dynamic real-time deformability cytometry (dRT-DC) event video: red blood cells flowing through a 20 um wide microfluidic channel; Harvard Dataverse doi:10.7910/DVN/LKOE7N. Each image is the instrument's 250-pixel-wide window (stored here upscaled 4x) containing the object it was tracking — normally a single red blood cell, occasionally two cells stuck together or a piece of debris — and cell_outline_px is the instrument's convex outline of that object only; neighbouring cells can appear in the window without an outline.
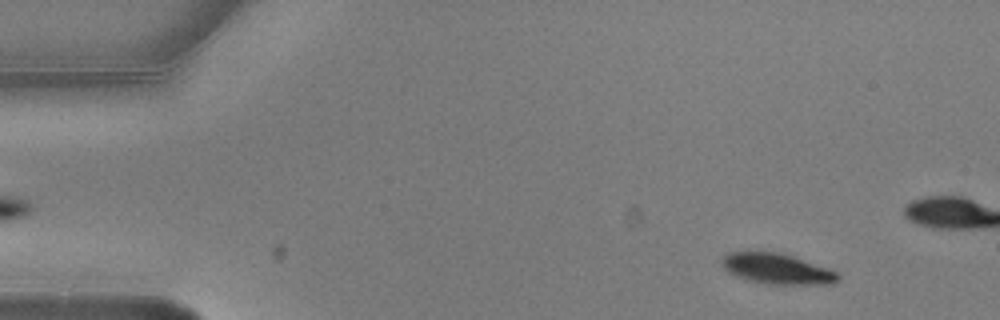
{"species": "common noctule bat (a hibernating species)", "species_latin": "Nyctalus noctula", "temperature_condition": "warm", "stored_images_in_passage": 5, "camera_frame_rate_fps": 3000, "um_per_image_px": 0.085, "animal": {"sex": "male", "body_mass_g": 20.5, "forearm_length_mm": 52.5}, "frame": {"image": 1, "passage_image": 1, "time_ms": 0.0, "image_size_px": [1000, 320], "cell_outline_px": [[840, 280], [832, 284], [768, 284], [748, 280], [736, 276], [728, 272], [724, 268], [720, 260], [728, 252], [780, 252], [828, 268], [836, 272], [840, 276]], "centroid_in_image_um": [66.04, 22.85], "position_along_channel_um": 19.0, "area_um2": 20.58}}
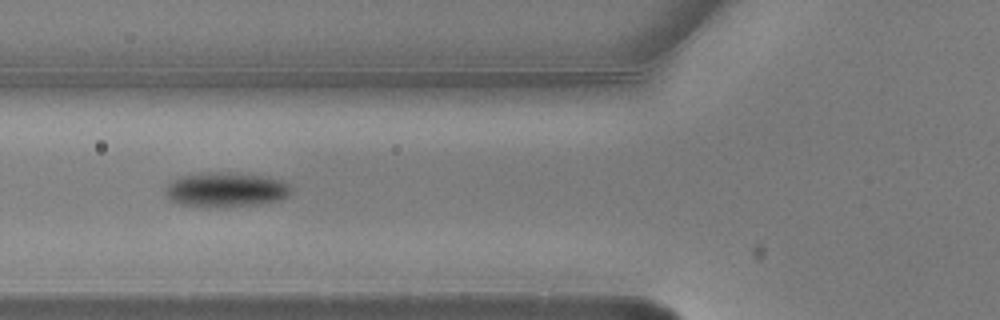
{"frame": {"image": 2, "passage_image": 5, "time_ms": 1.333, "image_size_px": [1000, 320], "cell_outline_px": [[292, 192], [288, 196], [280, 200], [256, 204], [208, 208], [180, 204], [172, 200], [164, 192], [168, 184], [172, 180], [184, 176], [208, 172], [228, 172], [260, 176], [280, 180], [288, 184], [292, 188]], "centroid_in_image_um": [19.2, 16.13], "position_along_channel_um": 106.6, "area_um2": 25.2}}